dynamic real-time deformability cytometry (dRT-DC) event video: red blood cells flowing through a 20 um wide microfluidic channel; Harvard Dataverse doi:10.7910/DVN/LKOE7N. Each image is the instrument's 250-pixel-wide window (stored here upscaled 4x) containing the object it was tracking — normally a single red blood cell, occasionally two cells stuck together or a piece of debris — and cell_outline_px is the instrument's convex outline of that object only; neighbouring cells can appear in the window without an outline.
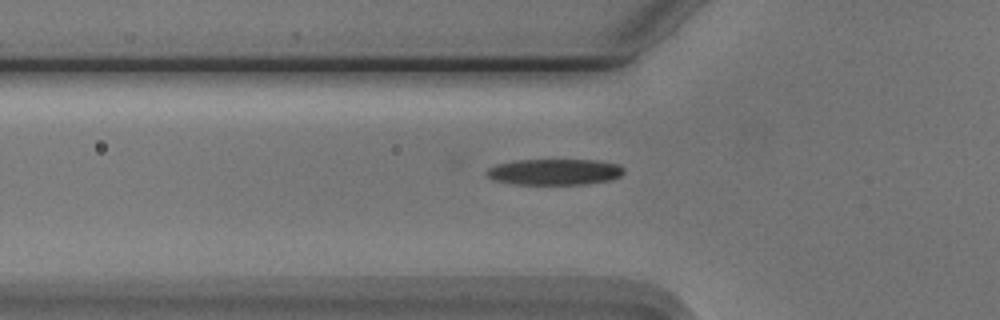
{"species": "Egyptian fruit bat (a non-hibernating species)", "species_latin": "Rousettus aegyptiacus", "temperature_condition": "cold", "stored_images_in_passage": 40, "camera_frame_rate_fps": 3000, "um_per_image_px": 0.085, "animal": {"sex": "male"}, "frame": {"image": 1, "passage_image": 4, "time_ms": 1.0, "image_size_px": [1000, 320], "cell_outline_px": [[624, 172], [620, 176], [608, 180], [588, 184], [512, 184], [492, 180], [484, 172], [488, 168], [496, 164], [516, 160], [596, 160], [620, 164], [624, 168]], "centroid_in_image_um": [47.11, 14.61], "position_along_channel_um": 78.7, "area_um2": 20.98}}
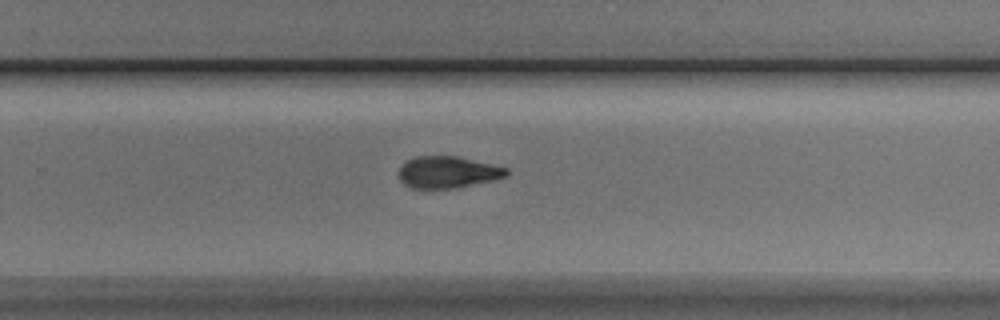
{"frame": {"image": 2, "passage_image": 21, "time_ms": 6.667, "image_size_px": [1000, 320], "cell_outline_px": [[508, 176], [492, 180], [456, 188], [412, 188], [404, 184], [400, 180], [400, 164], [416, 156], [456, 156], [508, 168]], "centroid_in_image_um": [38.05, 14.63], "position_along_channel_um": 291.8, "area_um2": 19.77}}
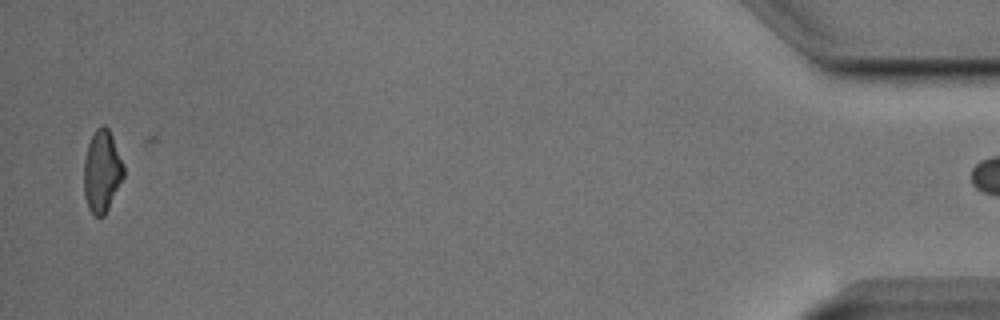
{"frame": {"image": 3, "passage_image": 39, "time_ms": 12.667, "image_size_px": [1000, 320], "cell_outline_px": [[124, 176], [104, 216], [96, 216], [88, 208], [84, 196], [84, 160], [88, 144], [96, 128], [100, 124], [104, 124], [108, 128], [112, 136], [124, 164]], "centroid_in_image_um": [8.66, 14.54], "position_along_channel_um": 426.5, "area_um2": 18.96}}